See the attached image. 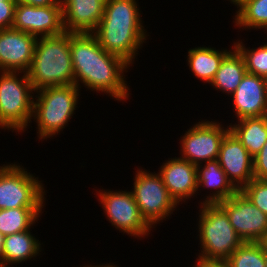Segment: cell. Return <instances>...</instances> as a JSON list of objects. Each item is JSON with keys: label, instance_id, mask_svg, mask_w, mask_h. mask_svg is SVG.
Masks as SVG:
<instances>
[{"label": "cell", "instance_id": "obj_36", "mask_svg": "<svg viewBox=\"0 0 267 267\" xmlns=\"http://www.w3.org/2000/svg\"><path fill=\"white\" fill-rule=\"evenodd\" d=\"M265 265L267 267V250H264Z\"/></svg>", "mask_w": 267, "mask_h": 267}, {"label": "cell", "instance_id": "obj_29", "mask_svg": "<svg viewBox=\"0 0 267 267\" xmlns=\"http://www.w3.org/2000/svg\"><path fill=\"white\" fill-rule=\"evenodd\" d=\"M253 176L254 179H267V141L253 157Z\"/></svg>", "mask_w": 267, "mask_h": 267}, {"label": "cell", "instance_id": "obj_26", "mask_svg": "<svg viewBox=\"0 0 267 267\" xmlns=\"http://www.w3.org/2000/svg\"><path fill=\"white\" fill-rule=\"evenodd\" d=\"M234 47L243 56L247 72L265 78L267 75V44L249 50L238 41Z\"/></svg>", "mask_w": 267, "mask_h": 267}, {"label": "cell", "instance_id": "obj_12", "mask_svg": "<svg viewBox=\"0 0 267 267\" xmlns=\"http://www.w3.org/2000/svg\"><path fill=\"white\" fill-rule=\"evenodd\" d=\"M12 28L37 38L59 35L65 31L62 4L32 6L18 1Z\"/></svg>", "mask_w": 267, "mask_h": 267}, {"label": "cell", "instance_id": "obj_14", "mask_svg": "<svg viewBox=\"0 0 267 267\" xmlns=\"http://www.w3.org/2000/svg\"><path fill=\"white\" fill-rule=\"evenodd\" d=\"M217 160L238 190L254 179L253 157L231 131L221 143Z\"/></svg>", "mask_w": 267, "mask_h": 267}, {"label": "cell", "instance_id": "obj_31", "mask_svg": "<svg viewBox=\"0 0 267 267\" xmlns=\"http://www.w3.org/2000/svg\"><path fill=\"white\" fill-rule=\"evenodd\" d=\"M23 3L32 6H50L55 4H62L61 0H21Z\"/></svg>", "mask_w": 267, "mask_h": 267}, {"label": "cell", "instance_id": "obj_33", "mask_svg": "<svg viewBox=\"0 0 267 267\" xmlns=\"http://www.w3.org/2000/svg\"><path fill=\"white\" fill-rule=\"evenodd\" d=\"M3 245H4V236L0 234V260H1V255L3 252Z\"/></svg>", "mask_w": 267, "mask_h": 267}, {"label": "cell", "instance_id": "obj_19", "mask_svg": "<svg viewBox=\"0 0 267 267\" xmlns=\"http://www.w3.org/2000/svg\"><path fill=\"white\" fill-rule=\"evenodd\" d=\"M229 130L254 157L267 141V116L239 119L238 124L229 125Z\"/></svg>", "mask_w": 267, "mask_h": 267}, {"label": "cell", "instance_id": "obj_30", "mask_svg": "<svg viewBox=\"0 0 267 267\" xmlns=\"http://www.w3.org/2000/svg\"><path fill=\"white\" fill-rule=\"evenodd\" d=\"M197 260L195 267H229L227 260H206L200 257Z\"/></svg>", "mask_w": 267, "mask_h": 267}, {"label": "cell", "instance_id": "obj_21", "mask_svg": "<svg viewBox=\"0 0 267 267\" xmlns=\"http://www.w3.org/2000/svg\"><path fill=\"white\" fill-rule=\"evenodd\" d=\"M246 66L243 56L233 47V51L222 60L219 69L212 82L213 87L223 90V93L233 94L246 74Z\"/></svg>", "mask_w": 267, "mask_h": 267}, {"label": "cell", "instance_id": "obj_8", "mask_svg": "<svg viewBox=\"0 0 267 267\" xmlns=\"http://www.w3.org/2000/svg\"><path fill=\"white\" fill-rule=\"evenodd\" d=\"M132 194L142 217L152 227L168 217L177 206L160 174L137 170Z\"/></svg>", "mask_w": 267, "mask_h": 267}, {"label": "cell", "instance_id": "obj_35", "mask_svg": "<svg viewBox=\"0 0 267 267\" xmlns=\"http://www.w3.org/2000/svg\"><path fill=\"white\" fill-rule=\"evenodd\" d=\"M83 267H86V266H83ZM87 267H116V266H113V265H110V264H108V265H105V266H103V265H99V266H87Z\"/></svg>", "mask_w": 267, "mask_h": 267}, {"label": "cell", "instance_id": "obj_24", "mask_svg": "<svg viewBox=\"0 0 267 267\" xmlns=\"http://www.w3.org/2000/svg\"><path fill=\"white\" fill-rule=\"evenodd\" d=\"M237 8L236 26L267 30V0H244Z\"/></svg>", "mask_w": 267, "mask_h": 267}, {"label": "cell", "instance_id": "obj_22", "mask_svg": "<svg viewBox=\"0 0 267 267\" xmlns=\"http://www.w3.org/2000/svg\"><path fill=\"white\" fill-rule=\"evenodd\" d=\"M228 53L210 47L193 48L188 51V65L197 78L211 83Z\"/></svg>", "mask_w": 267, "mask_h": 267}, {"label": "cell", "instance_id": "obj_20", "mask_svg": "<svg viewBox=\"0 0 267 267\" xmlns=\"http://www.w3.org/2000/svg\"><path fill=\"white\" fill-rule=\"evenodd\" d=\"M40 245L39 240H36L29 230L5 236L0 265L27 261L41 251Z\"/></svg>", "mask_w": 267, "mask_h": 267}, {"label": "cell", "instance_id": "obj_18", "mask_svg": "<svg viewBox=\"0 0 267 267\" xmlns=\"http://www.w3.org/2000/svg\"><path fill=\"white\" fill-rule=\"evenodd\" d=\"M197 165V179L198 189L199 187H208L215 189V193H211V196H207L204 202L201 204L219 203L223 200L229 199L233 196L238 189L227 178V175L221 168L218 160L207 161L206 165Z\"/></svg>", "mask_w": 267, "mask_h": 267}, {"label": "cell", "instance_id": "obj_4", "mask_svg": "<svg viewBox=\"0 0 267 267\" xmlns=\"http://www.w3.org/2000/svg\"><path fill=\"white\" fill-rule=\"evenodd\" d=\"M79 90V87L71 84L48 86L35 91L39 94L33 102L32 117L37 121L40 139L50 138L65 128L77 107Z\"/></svg>", "mask_w": 267, "mask_h": 267}, {"label": "cell", "instance_id": "obj_25", "mask_svg": "<svg viewBox=\"0 0 267 267\" xmlns=\"http://www.w3.org/2000/svg\"><path fill=\"white\" fill-rule=\"evenodd\" d=\"M229 267H266L260 242H243L227 259Z\"/></svg>", "mask_w": 267, "mask_h": 267}, {"label": "cell", "instance_id": "obj_10", "mask_svg": "<svg viewBox=\"0 0 267 267\" xmlns=\"http://www.w3.org/2000/svg\"><path fill=\"white\" fill-rule=\"evenodd\" d=\"M229 131V126L224 129L217 122L196 123L182 136L180 158L195 165L217 160L221 143Z\"/></svg>", "mask_w": 267, "mask_h": 267}, {"label": "cell", "instance_id": "obj_17", "mask_svg": "<svg viewBox=\"0 0 267 267\" xmlns=\"http://www.w3.org/2000/svg\"><path fill=\"white\" fill-rule=\"evenodd\" d=\"M163 183L171 197L179 205L198 190L197 165L181 158H173L163 163L159 171Z\"/></svg>", "mask_w": 267, "mask_h": 267}, {"label": "cell", "instance_id": "obj_5", "mask_svg": "<svg viewBox=\"0 0 267 267\" xmlns=\"http://www.w3.org/2000/svg\"><path fill=\"white\" fill-rule=\"evenodd\" d=\"M199 238L206 260H227L243 243L230 223L228 214L218 203L201 204Z\"/></svg>", "mask_w": 267, "mask_h": 267}, {"label": "cell", "instance_id": "obj_7", "mask_svg": "<svg viewBox=\"0 0 267 267\" xmlns=\"http://www.w3.org/2000/svg\"><path fill=\"white\" fill-rule=\"evenodd\" d=\"M16 164L0 166V210L43 208V184Z\"/></svg>", "mask_w": 267, "mask_h": 267}, {"label": "cell", "instance_id": "obj_32", "mask_svg": "<svg viewBox=\"0 0 267 267\" xmlns=\"http://www.w3.org/2000/svg\"><path fill=\"white\" fill-rule=\"evenodd\" d=\"M259 242L263 246V249L267 250V232L265 233L264 237Z\"/></svg>", "mask_w": 267, "mask_h": 267}, {"label": "cell", "instance_id": "obj_15", "mask_svg": "<svg viewBox=\"0 0 267 267\" xmlns=\"http://www.w3.org/2000/svg\"><path fill=\"white\" fill-rule=\"evenodd\" d=\"M232 95L238 119L267 116V84L264 77L246 72Z\"/></svg>", "mask_w": 267, "mask_h": 267}, {"label": "cell", "instance_id": "obj_3", "mask_svg": "<svg viewBox=\"0 0 267 267\" xmlns=\"http://www.w3.org/2000/svg\"><path fill=\"white\" fill-rule=\"evenodd\" d=\"M27 73L35 91L48 86L74 84L69 32L39 37L36 41L33 61Z\"/></svg>", "mask_w": 267, "mask_h": 267}, {"label": "cell", "instance_id": "obj_28", "mask_svg": "<svg viewBox=\"0 0 267 267\" xmlns=\"http://www.w3.org/2000/svg\"><path fill=\"white\" fill-rule=\"evenodd\" d=\"M17 3L9 0H0V30L12 28Z\"/></svg>", "mask_w": 267, "mask_h": 267}, {"label": "cell", "instance_id": "obj_2", "mask_svg": "<svg viewBox=\"0 0 267 267\" xmlns=\"http://www.w3.org/2000/svg\"><path fill=\"white\" fill-rule=\"evenodd\" d=\"M140 16L136 0H106L103 17L93 34L106 52L130 65L146 40Z\"/></svg>", "mask_w": 267, "mask_h": 267}, {"label": "cell", "instance_id": "obj_9", "mask_svg": "<svg viewBox=\"0 0 267 267\" xmlns=\"http://www.w3.org/2000/svg\"><path fill=\"white\" fill-rule=\"evenodd\" d=\"M104 212L112 226L130 236L143 237L151 230V226L142 217L134 196L127 191H99Z\"/></svg>", "mask_w": 267, "mask_h": 267}, {"label": "cell", "instance_id": "obj_23", "mask_svg": "<svg viewBox=\"0 0 267 267\" xmlns=\"http://www.w3.org/2000/svg\"><path fill=\"white\" fill-rule=\"evenodd\" d=\"M42 208H13L0 210V234L4 237L27 231L37 221Z\"/></svg>", "mask_w": 267, "mask_h": 267}, {"label": "cell", "instance_id": "obj_34", "mask_svg": "<svg viewBox=\"0 0 267 267\" xmlns=\"http://www.w3.org/2000/svg\"><path fill=\"white\" fill-rule=\"evenodd\" d=\"M233 4L235 5H239L240 3H242L244 0H230Z\"/></svg>", "mask_w": 267, "mask_h": 267}, {"label": "cell", "instance_id": "obj_16", "mask_svg": "<svg viewBox=\"0 0 267 267\" xmlns=\"http://www.w3.org/2000/svg\"><path fill=\"white\" fill-rule=\"evenodd\" d=\"M64 30L93 33L104 14L106 0H61Z\"/></svg>", "mask_w": 267, "mask_h": 267}, {"label": "cell", "instance_id": "obj_6", "mask_svg": "<svg viewBox=\"0 0 267 267\" xmlns=\"http://www.w3.org/2000/svg\"><path fill=\"white\" fill-rule=\"evenodd\" d=\"M0 72V127L22 132L33 119L34 98L31 93L35 90L28 73L19 79L18 74L22 72Z\"/></svg>", "mask_w": 267, "mask_h": 267}, {"label": "cell", "instance_id": "obj_27", "mask_svg": "<svg viewBox=\"0 0 267 267\" xmlns=\"http://www.w3.org/2000/svg\"><path fill=\"white\" fill-rule=\"evenodd\" d=\"M240 191L267 215V179H252Z\"/></svg>", "mask_w": 267, "mask_h": 267}, {"label": "cell", "instance_id": "obj_11", "mask_svg": "<svg viewBox=\"0 0 267 267\" xmlns=\"http://www.w3.org/2000/svg\"><path fill=\"white\" fill-rule=\"evenodd\" d=\"M228 214L231 225L243 242H259L267 232V215L238 190L218 203Z\"/></svg>", "mask_w": 267, "mask_h": 267}, {"label": "cell", "instance_id": "obj_1", "mask_svg": "<svg viewBox=\"0 0 267 267\" xmlns=\"http://www.w3.org/2000/svg\"><path fill=\"white\" fill-rule=\"evenodd\" d=\"M70 52L74 71V84L106 92L116 100H127L128 86L123 72L130 65L122 58L106 52L93 33H70ZM125 69V70H124Z\"/></svg>", "mask_w": 267, "mask_h": 267}, {"label": "cell", "instance_id": "obj_13", "mask_svg": "<svg viewBox=\"0 0 267 267\" xmlns=\"http://www.w3.org/2000/svg\"><path fill=\"white\" fill-rule=\"evenodd\" d=\"M37 37L13 28L0 30V70L27 73Z\"/></svg>", "mask_w": 267, "mask_h": 267}]
</instances>
